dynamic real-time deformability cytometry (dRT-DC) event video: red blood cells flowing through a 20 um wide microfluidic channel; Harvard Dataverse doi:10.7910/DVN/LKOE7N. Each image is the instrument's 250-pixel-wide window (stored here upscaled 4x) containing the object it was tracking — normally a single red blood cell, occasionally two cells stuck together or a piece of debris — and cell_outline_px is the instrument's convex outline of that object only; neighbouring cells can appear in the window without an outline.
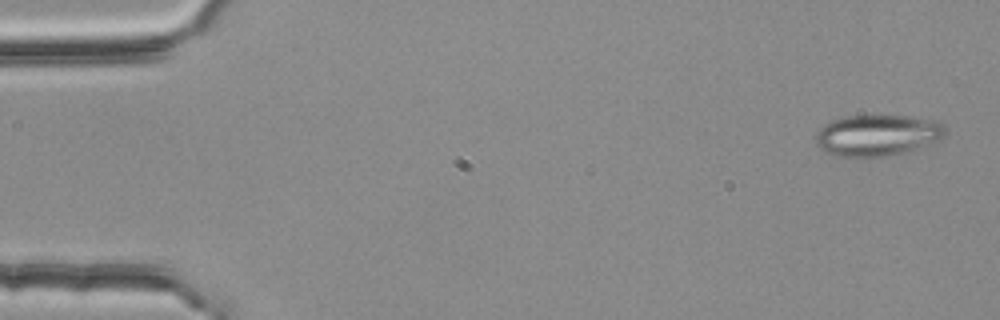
{"species": "common noctule bat (a hibernating species)", "species_latin": "Nyctalus noctula", "temperature_condition": "room temperature", "stored_images_in_passage": 41, "camera_frame_rate_fps": 3000, "um_per_image_px": 0.085, "animal": {"sex": "female", "body_mass_g": 25.1}, "frame": {"image": 1, "passage_image": 2, "time_ms": 0.333, "image_size_px": [1000, 320], "cell_outline_px": [[948, 132], [940, 140], [904, 152], [888, 156], [836, 156], [820, 148], [816, 144], [816, 132], [824, 124], [832, 120], [848, 116], [908, 116], [936, 120], [944, 124]], "centroid_in_image_um": [74.61, 11.48], "position_along_channel_um": 10.4, "area_um2": 31.04}}
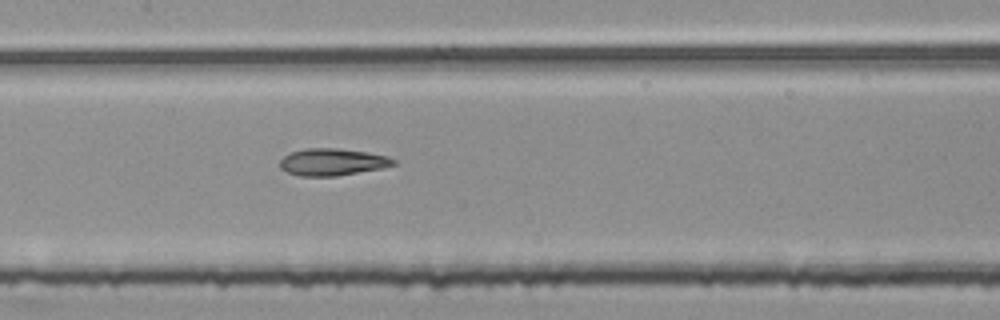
{"frame": {"image": 2, "passage_image": 26, "time_ms": 8.333, "image_size_px": [1000, 320], "cell_outline_px": [[396, 164], [380, 168], [336, 176], [300, 176], [288, 172], [280, 168], [280, 160], [288, 152], [304, 148], [336, 148], [364, 152], [388, 156], [396, 160]], "centroid_in_image_um": [28.21, 13.76], "position_along_channel_um": 179.2, "area_um2": 17.8}}
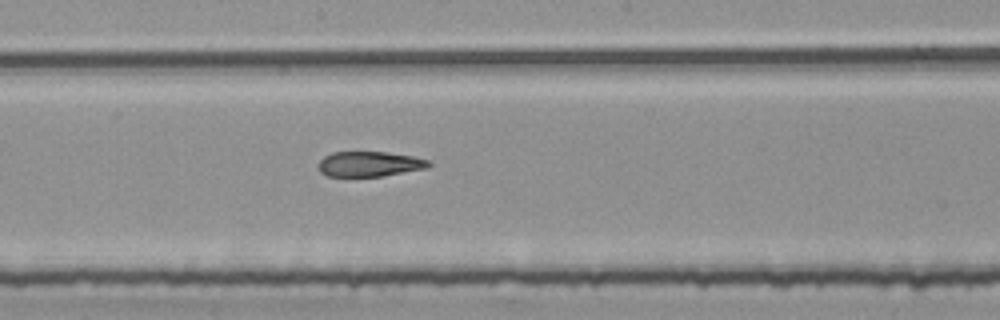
{"frame": {"image": 3, "passage_image": 29, "time_ms": 9.333, "image_size_px": [1000, 320], "cell_outline_px": [[432, 164], [428, 168], [384, 176], [328, 176], [320, 172], [316, 168], [316, 164], [324, 156], [332, 152], [384, 152], [412, 156], [428, 160]], "centroid_in_image_um": [31.37, 13.94], "position_along_channel_um": 216.8, "area_um2": 16.3}}